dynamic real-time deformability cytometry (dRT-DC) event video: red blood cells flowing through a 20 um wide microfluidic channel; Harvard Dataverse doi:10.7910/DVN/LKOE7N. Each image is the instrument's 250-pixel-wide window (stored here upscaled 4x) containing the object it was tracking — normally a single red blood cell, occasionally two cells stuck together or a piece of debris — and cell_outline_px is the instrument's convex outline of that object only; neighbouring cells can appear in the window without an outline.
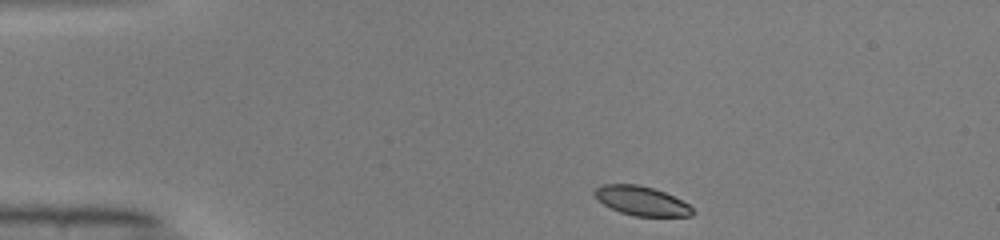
{"species": "common noctule bat (a hibernating species)", "species_latin": "Nyctalus noctula", "temperature_condition": "warm", "stored_images_in_passage": 7, "segment_of_instrument_passage": [1, 2], "camera_frame_rate_fps": 3000, "um_per_image_px": 0.085, "animal": {"sex": "male", "body_mass_g": 19.0, "forearm_length_mm": 50.8}, "frame": {"image": 1, "passage_image": 1, "time_ms": 0.0, "image_size_px": [1000, 240], "cell_outline_px": [[692, 216], [632, 216], [620, 212], [604, 204], [592, 192], [600, 184], [636, 184], [652, 188], [664, 192], [688, 204], [692, 208]], "centroid_in_image_um": [54.5, 17.07], "position_along_channel_um": 30.5, "area_um2": 16.42}}